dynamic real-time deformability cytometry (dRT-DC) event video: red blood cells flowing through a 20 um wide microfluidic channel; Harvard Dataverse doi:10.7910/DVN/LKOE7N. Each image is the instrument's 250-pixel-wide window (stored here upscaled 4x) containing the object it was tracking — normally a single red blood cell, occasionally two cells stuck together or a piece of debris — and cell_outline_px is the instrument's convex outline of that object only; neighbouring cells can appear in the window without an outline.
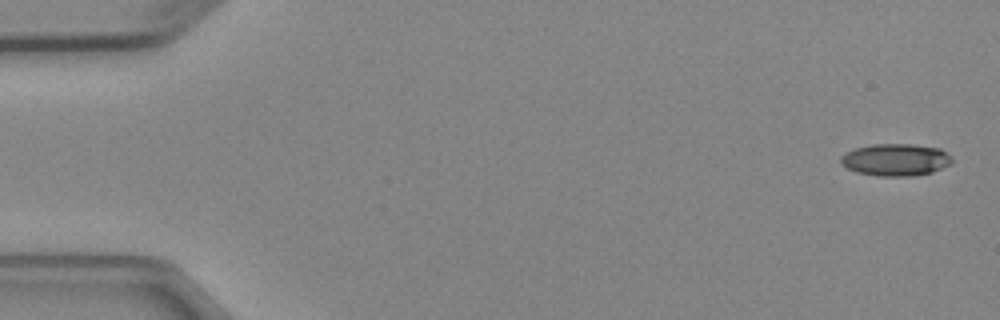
{"species": "Egyptian fruit bat (a non-hibernating species)", "species_latin": "Rousettus aegyptiacus", "temperature_condition": "cold", "stored_images_in_passage": 5, "camera_frame_rate_fps": 3000, "um_per_image_px": 0.085, "animal": {"sex": "female"}, "frame": {"image": 1, "passage_image": 1, "time_ms": 0.0, "image_size_px": [1000, 320], "cell_outline_px": [[952, 160], [948, 164], [932, 172], [912, 176], [880, 176], [856, 172], [840, 164], [840, 156], [844, 152], [856, 148], [872, 144], [912, 144], [940, 148], [952, 156]], "centroid_in_image_um": [76.09, 13.57], "position_along_channel_um": 8.9, "area_um2": 20.87}}
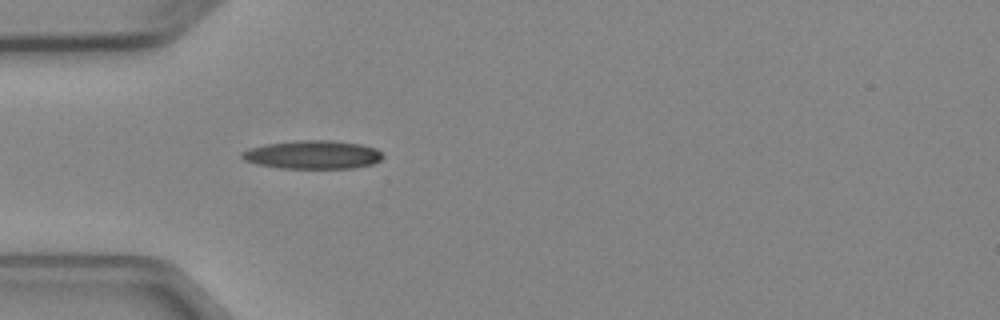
{"frame": {"image": 2, "passage_image": 5, "time_ms": 4.667, "image_size_px": [1000, 320], "cell_outline_px": [[384, 156], [380, 160], [372, 164], [352, 168], [280, 168], [256, 164], [244, 160], [240, 156], [240, 152], [248, 148], [264, 144], [296, 140], [332, 140], [360, 144], [376, 148]], "centroid_in_image_um": [26.54, 13.14], "position_along_channel_um": 58.5, "area_um2": 23.52}}